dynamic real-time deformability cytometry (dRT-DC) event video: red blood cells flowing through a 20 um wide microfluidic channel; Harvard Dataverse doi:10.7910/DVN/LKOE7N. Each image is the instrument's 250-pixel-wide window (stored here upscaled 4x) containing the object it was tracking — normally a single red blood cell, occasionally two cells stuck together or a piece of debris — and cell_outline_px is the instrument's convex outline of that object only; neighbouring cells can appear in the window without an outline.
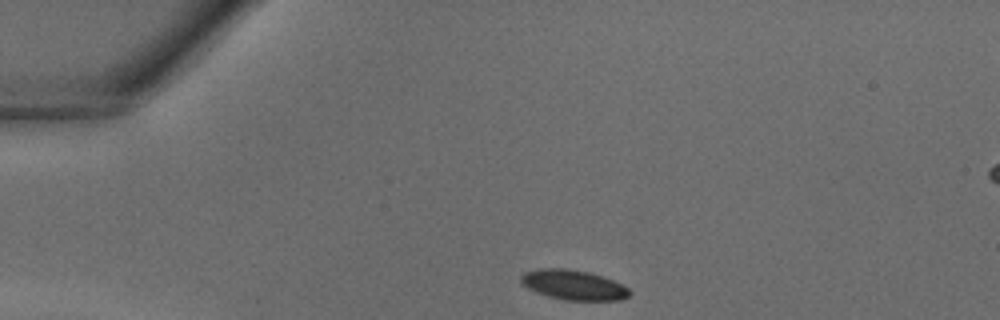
{"species": "common noctule bat (a hibernating species)", "species_latin": "Nyctalus noctula", "temperature_condition": "warm", "stored_images_in_passage": 32, "camera_frame_rate_fps": 3000, "um_per_image_px": 0.085, "animal": {"sex": "male", "body_mass_g": 18.8}, "frame": {"image": 1, "passage_image": 1, "time_ms": 0.0, "image_size_px": [1000, 320], "cell_outline_px": [[632, 292], [628, 296], [620, 300], [564, 300], [548, 296], [536, 292], [528, 288], [520, 280], [520, 276], [524, 272], [540, 268], [568, 268], [588, 272], [604, 276], [628, 288]], "centroid_in_image_um": [48.74, 24.21], "position_along_channel_um": 36.3, "area_um2": 18.9}}
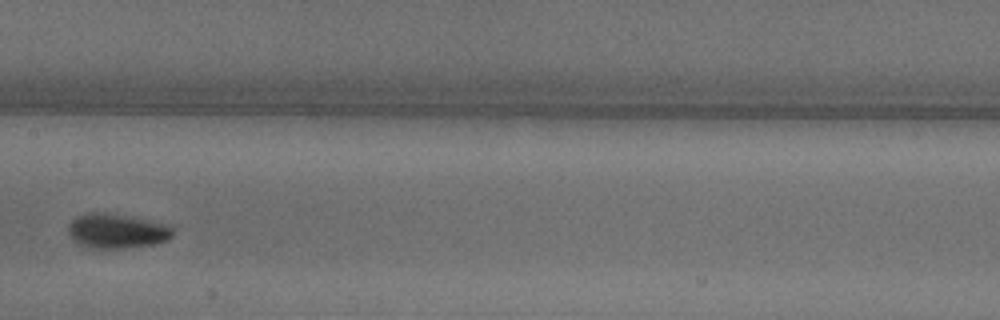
{"frame": {"image": 2, "passage_image": 13, "time_ms": 4.0, "image_size_px": [1000, 320], "cell_outline_px": [[172, 236], [168, 240], [156, 244], [124, 248], [88, 248], [80, 244], [68, 232], [68, 224], [76, 216], [88, 212], [112, 212], [172, 224]], "centroid_in_image_um": [9.98, 19.6], "position_along_channel_um": 197.4, "area_um2": 21.56}}
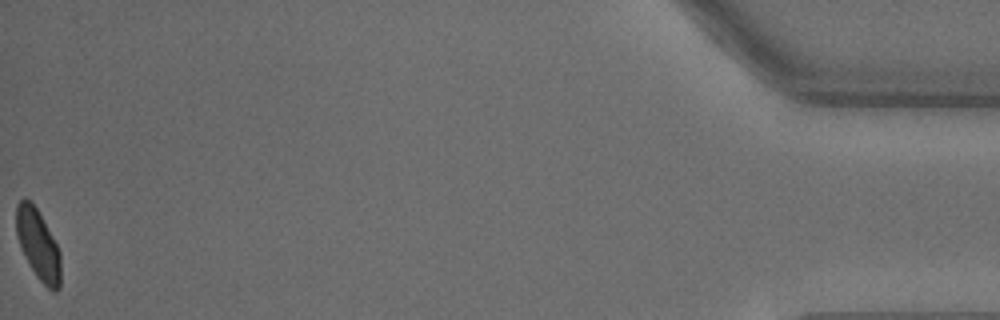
{"frame": {"image": 3, "passage_image": 32, "time_ms": 10.333, "image_size_px": [1000, 320], "cell_outline_px": [[60, 288], [56, 292], [52, 292], [36, 276], [28, 264], [20, 248], [16, 232], [16, 204], [20, 200], [32, 200], [52, 236], [60, 252]], "centroid_in_image_um": [3.23, 20.82], "position_along_channel_um": 432.0, "area_um2": 18.21}}